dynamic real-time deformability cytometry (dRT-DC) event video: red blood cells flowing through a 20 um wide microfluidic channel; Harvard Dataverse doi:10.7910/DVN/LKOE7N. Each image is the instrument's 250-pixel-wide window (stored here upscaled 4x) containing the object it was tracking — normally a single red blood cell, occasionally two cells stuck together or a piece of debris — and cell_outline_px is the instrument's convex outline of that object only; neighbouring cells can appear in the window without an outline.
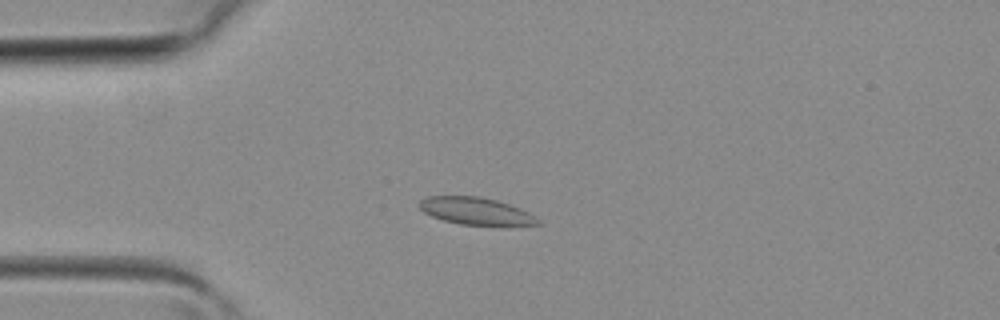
{"species": "common noctule bat (a hibernating species)", "species_latin": "Nyctalus noctula", "temperature_condition": "room temperature", "stored_images_in_passage": 39, "camera_frame_rate_fps": 3000, "um_per_image_px": 0.085, "animal": {"sex": "female", "body_mass_g": 19.3, "forearm_length_mm": 54.1}, "frame": {"image": 1, "passage_image": 9, "time_ms": 2.667, "image_size_px": [1000, 320], "cell_outline_px": [[540, 224], [504, 228], [500, 228], [460, 224], [444, 220], [432, 216], [424, 212], [416, 204], [420, 200], [428, 196], [480, 196], [496, 200], [520, 208], [536, 216], [540, 220]], "centroid_in_image_um": [40.53, 17.99], "position_along_channel_um": 44.5, "area_um2": 19.65}}
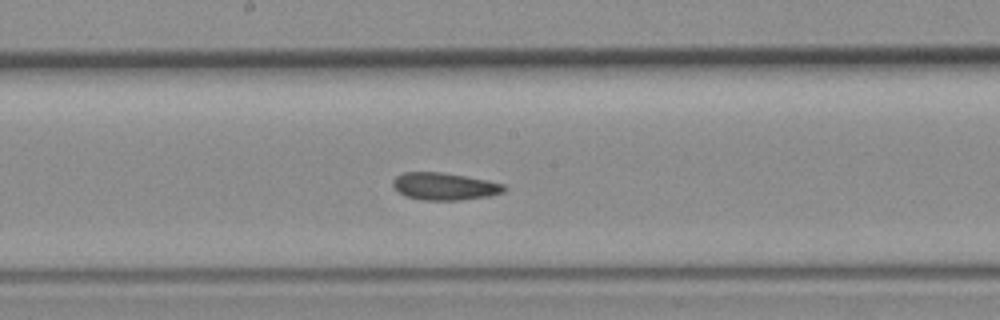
{"frame": {"image": 2, "passage_image": 20, "time_ms": 6.333, "image_size_px": [1000, 320], "cell_outline_px": [[508, 188], [504, 192], [492, 196], [460, 200], [420, 200], [404, 196], [392, 184], [392, 180], [396, 176], [404, 172], [440, 172], [488, 180], [504, 184]], "centroid_in_image_um": [37.81, 15.85], "position_along_channel_um": 210.4, "area_um2": 17.86}}
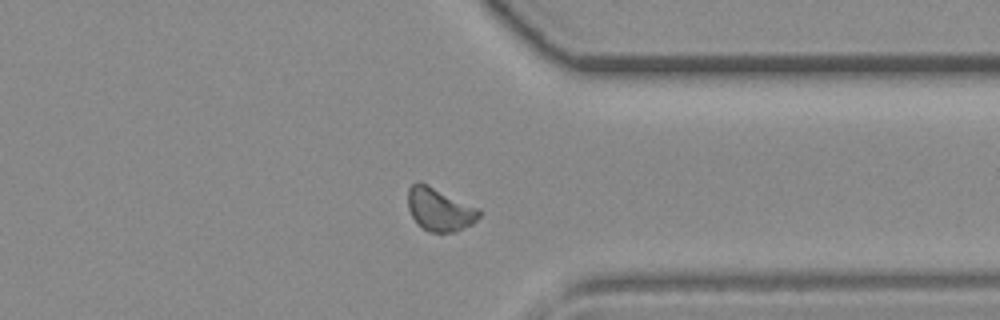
{"frame": {"image": 3, "passage_image": 30, "time_ms": 9.667, "image_size_px": [1000, 320], "cell_outline_px": [[480, 216], [472, 224], [456, 232], [428, 232], [416, 224], [408, 208], [408, 188], [416, 180], [420, 180], [480, 208]], "centroid_in_image_um": [37.35, 17.78], "position_along_channel_um": 374.0, "area_um2": 18.32}}